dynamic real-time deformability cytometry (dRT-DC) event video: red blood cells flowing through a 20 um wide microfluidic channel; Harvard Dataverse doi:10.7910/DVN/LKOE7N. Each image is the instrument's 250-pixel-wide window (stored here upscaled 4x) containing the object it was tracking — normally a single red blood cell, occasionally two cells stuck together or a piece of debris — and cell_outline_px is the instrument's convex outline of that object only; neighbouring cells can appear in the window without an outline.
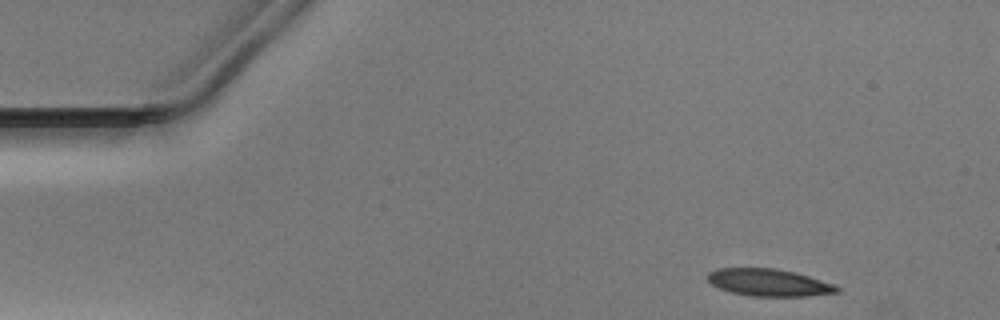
{"species": "Egyptian fruit bat (a non-hibernating species)", "species_latin": "Rousettus aegyptiacus", "temperature_condition": "warm", "stored_images_in_passage": 37, "camera_frame_rate_fps": 3000, "um_per_image_px": 0.085, "animal": {"sex": "male"}, "frame": {"image": 1, "passage_image": 1, "time_ms": 0.0, "image_size_px": [1000, 320], "cell_outline_px": [[840, 292], [804, 296], [752, 296], [732, 292], [720, 288], [712, 284], [708, 280], [708, 272], [716, 268], [776, 268], [796, 272], [836, 284], [840, 288]], "centroid_in_image_um": [65.39, 24.0], "position_along_channel_um": 19.6, "area_um2": 20.58}}
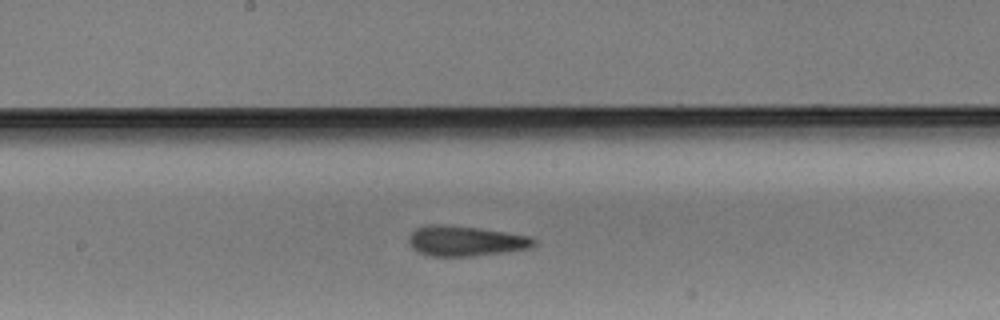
{"frame": {"image": 2, "passage_image": 22, "time_ms": 7.0, "image_size_px": [1000, 320], "cell_outline_px": [[536, 244], [528, 248], [504, 252], [476, 256], [428, 256], [412, 248], [408, 244], [408, 236], [416, 228], [428, 224], [440, 224], [480, 228], [528, 236], [536, 240]], "centroid_in_image_um": [39.52, 20.48], "position_along_channel_um": 208.7, "area_um2": 22.02}}
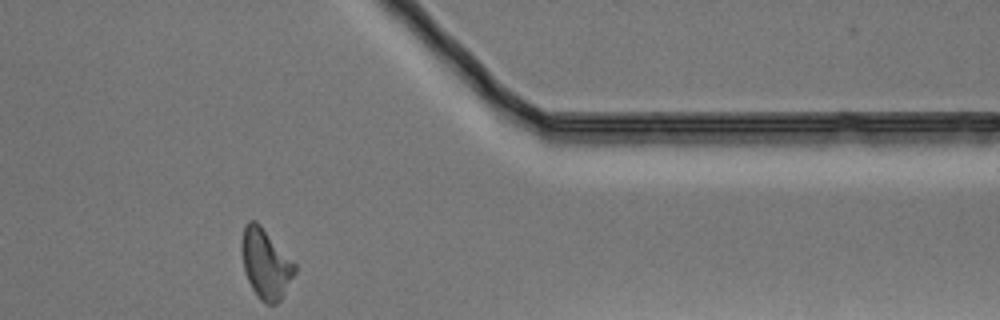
{"frame": {"image": 3, "passage_image": 37, "time_ms": 12.0, "image_size_px": [1000, 320], "cell_outline_px": [[296, 272], [284, 296], [276, 304], [264, 304], [260, 300], [252, 288], [248, 280], [244, 268], [240, 248], [240, 244], [244, 224], [248, 220], [256, 220], [260, 224], [296, 264]], "centroid_in_image_um": [22.58, 22.41], "position_along_channel_um": 388.8, "area_um2": 21.85}}